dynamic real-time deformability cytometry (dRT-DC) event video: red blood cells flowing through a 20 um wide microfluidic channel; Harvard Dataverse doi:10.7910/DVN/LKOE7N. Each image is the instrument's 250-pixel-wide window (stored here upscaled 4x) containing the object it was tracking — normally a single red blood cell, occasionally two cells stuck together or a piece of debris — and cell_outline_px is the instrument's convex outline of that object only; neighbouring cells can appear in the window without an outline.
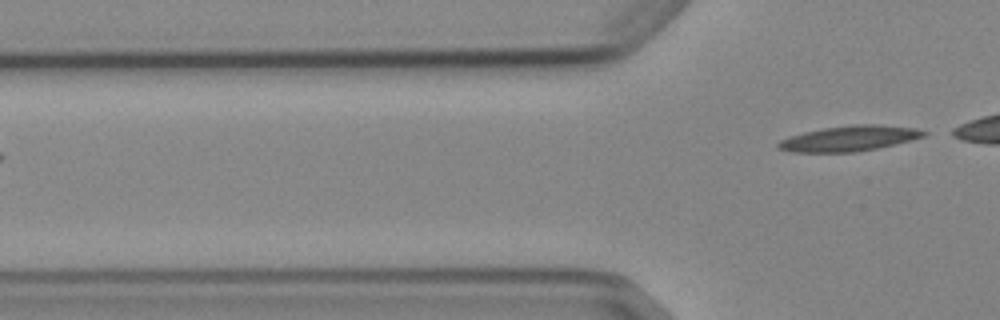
{"species": "Egyptian fruit bat (a non-hibernating species)", "species_latin": "Rousettus aegyptiacus", "temperature_condition": "cold", "stored_images_in_passage": 5, "segment_of_instrument_passage": [2, 2], "camera_frame_rate_fps": 3000, "um_per_image_px": 0.085, "animal": {"sex": "female"}, "frame": {"image": 1, "passage_image": 5, "time_ms": 4.667, "image_size_px": [1000, 320], "cell_outline_px": [[928, 136], [876, 148], [852, 152], [792, 152], [776, 148], [776, 144], [780, 140], [804, 132], [824, 128], [852, 124], [876, 124], [916, 128], [928, 132]], "centroid_in_image_um": [72.2, 11.76], "position_along_channel_um": 53.6, "area_um2": 21.44}}